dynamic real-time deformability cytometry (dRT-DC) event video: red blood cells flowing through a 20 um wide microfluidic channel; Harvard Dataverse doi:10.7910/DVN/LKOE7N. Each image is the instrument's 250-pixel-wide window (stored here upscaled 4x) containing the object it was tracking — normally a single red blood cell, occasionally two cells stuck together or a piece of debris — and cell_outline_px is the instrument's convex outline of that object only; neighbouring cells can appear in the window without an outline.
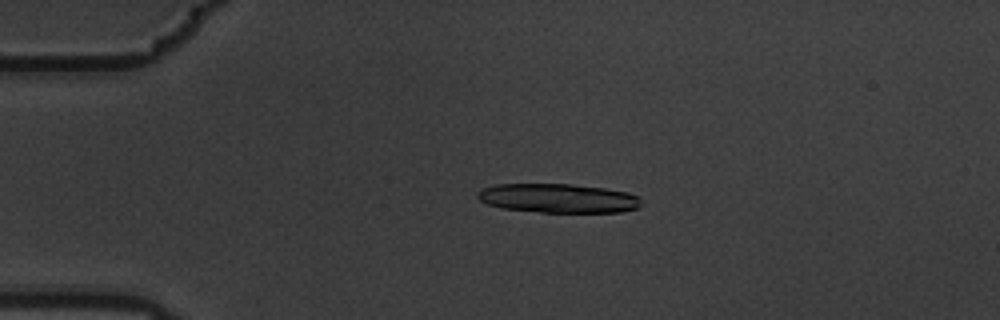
{"species": "common noctule bat (a hibernating species)", "species_latin": "Nyctalus noctula", "temperature_condition": "warm", "stored_images_in_passage": 5, "camera_frame_rate_fps": 3000, "um_per_image_px": 0.085, "animal": {"sex": "male", "body_mass_g": 19.5, "forearm_length_mm": 54.6}, "frame": {"image": 1, "passage_image": 4, "time_ms": 1.0, "image_size_px": [1000, 320], "cell_outline_px": [[640, 208], [620, 212], [540, 212], [500, 208], [488, 204], [480, 200], [476, 196], [476, 192], [480, 188], [496, 184], [572, 184], [604, 188], [628, 192], [636, 196], [640, 200]], "centroid_in_image_um": [47.4, 16.85], "position_along_channel_um": 37.6, "area_um2": 27.92}}